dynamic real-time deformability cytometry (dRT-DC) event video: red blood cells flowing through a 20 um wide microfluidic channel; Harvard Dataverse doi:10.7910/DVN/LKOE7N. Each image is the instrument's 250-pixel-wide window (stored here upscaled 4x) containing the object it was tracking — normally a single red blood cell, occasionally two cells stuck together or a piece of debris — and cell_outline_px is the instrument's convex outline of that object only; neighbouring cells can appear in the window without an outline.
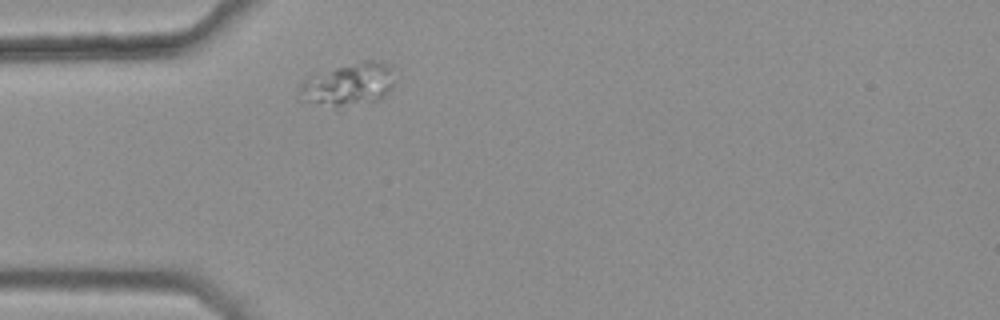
{"species": "common noctule bat (a hibernating species)", "species_latin": "Nyctalus noctula", "temperature_condition": "warm", "stored_images_in_passage": 38, "camera_frame_rate_fps": 3000, "um_per_image_px": 0.085, "animal": {"sex": "female", "body_mass_g": 25.1}, "frame": {"image": 1, "passage_image": 1, "time_ms": 0.0, "image_size_px": [1000, 320], "cell_outline_px": [[396, 80], [392, 88], [380, 100], [340, 112], [336, 112], [304, 104], [300, 100], [296, 92], [300, 84], [308, 76], [316, 72], [368, 60], [380, 60], [392, 64]], "centroid_in_image_um": [29.56, 7.29], "position_along_channel_um": 55.4, "area_um2": 26.24}}
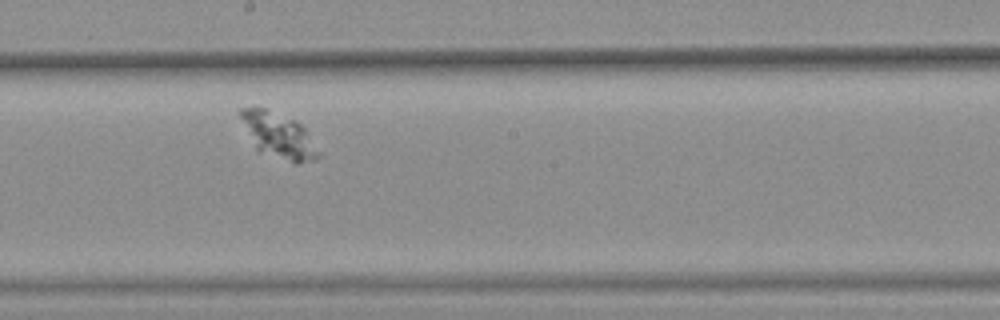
{"frame": {"image": 2, "passage_image": 16, "time_ms": 5.0, "image_size_px": [1000, 320], "cell_outline_px": [[320, 156], [316, 160], [296, 164], [260, 152], [256, 148], [236, 112], [240, 108], [264, 108], [292, 120], [300, 124], [304, 128], [320, 152]], "centroid_in_image_um": [23.66, 11.54], "position_along_channel_um": 224.5, "area_um2": 20.35}}
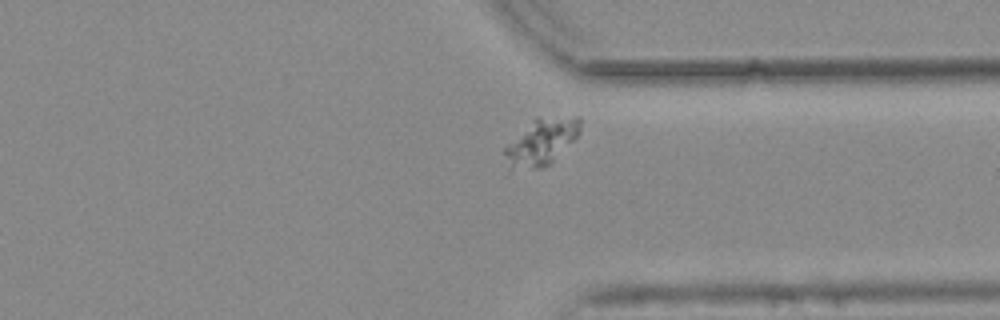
{"frame": {"image": 3, "passage_image": 28, "time_ms": 9.0, "image_size_px": [1000, 320], "cell_outline_px": [[580, 132], [548, 164], [540, 168], [512, 168], [504, 152], [504, 148], [532, 120], [576, 116], [580, 116]], "centroid_in_image_um": [46.03, 12.05], "position_along_channel_um": 365.4, "area_um2": 19.07}}